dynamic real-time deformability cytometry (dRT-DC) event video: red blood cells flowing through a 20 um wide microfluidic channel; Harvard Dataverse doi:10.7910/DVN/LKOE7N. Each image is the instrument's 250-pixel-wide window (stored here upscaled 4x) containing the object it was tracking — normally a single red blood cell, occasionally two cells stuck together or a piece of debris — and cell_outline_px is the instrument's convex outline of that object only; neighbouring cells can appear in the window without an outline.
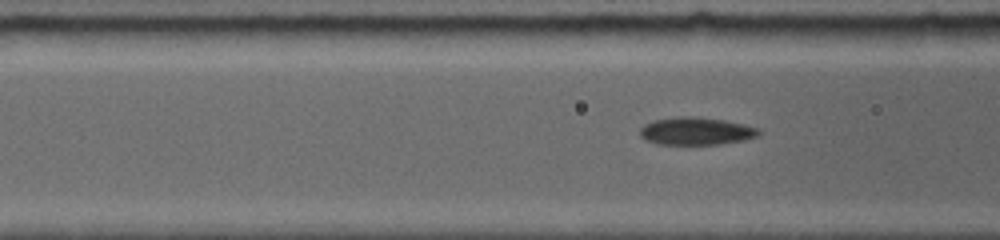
{"species": "common noctule bat (a hibernating species)", "species_latin": "Nyctalus noctula", "temperature_condition": "room temperature", "stored_images_in_passage": 6, "camera_frame_rate_fps": 5000, "um_per_image_px": 0.085, "animal": {"sex": "female", "body_mass_g": 19.0, "forearm_length_mm": 56.7}, "frame": {"image": 1, "passage_image": 3, "time_ms": 0.4, "image_size_px": [1000, 240], "cell_outline_px": [[760, 132], [756, 136], [740, 140], [716, 144], [664, 144], [648, 140], [640, 136], [640, 128], [656, 120], [680, 116], [688, 116], [724, 120], [756, 128]], "centroid_in_image_um": [59.14, 11.14], "position_along_channel_um": 107.5, "area_um2": 18.32}}